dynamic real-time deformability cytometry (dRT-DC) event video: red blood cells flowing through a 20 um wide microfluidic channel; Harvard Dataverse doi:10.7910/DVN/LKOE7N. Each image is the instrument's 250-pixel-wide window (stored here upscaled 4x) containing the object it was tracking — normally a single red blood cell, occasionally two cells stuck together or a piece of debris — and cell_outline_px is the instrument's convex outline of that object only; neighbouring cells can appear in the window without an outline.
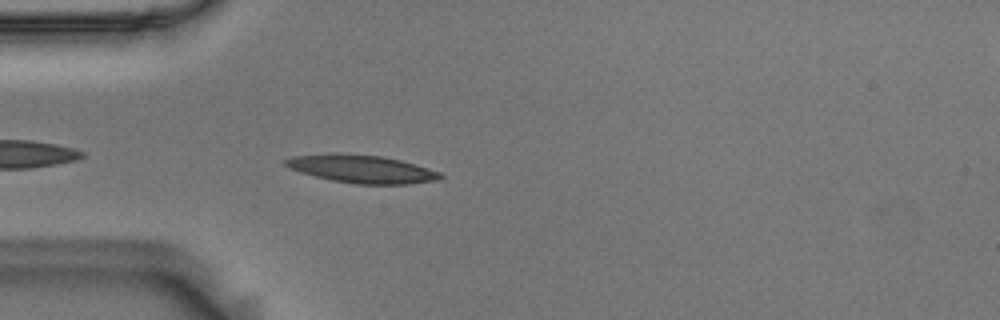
{"species": "Egyptian fruit bat (a non-hibernating species)", "species_latin": "Rousettus aegyptiacus", "temperature_condition": "room temperature", "stored_images_in_passage": 24, "camera_frame_rate_fps": 3000, "um_per_image_px": 0.085, "animal": {"sex": "male"}, "frame": {"image": 1, "passage_image": 3, "time_ms": 0.667, "image_size_px": [1000, 320], "cell_outline_px": [[444, 176], [440, 180], [408, 184], [356, 184], [332, 180], [300, 172], [284, 164], [284, 160], [292, 156], [336, 152], [384, 156], [400, 160], [428, 168], [440, 172]], "centroid_in_image_um": [30.77, 14.35], "position_along_channel_um": 54.2, "area_um2": 25.32}}
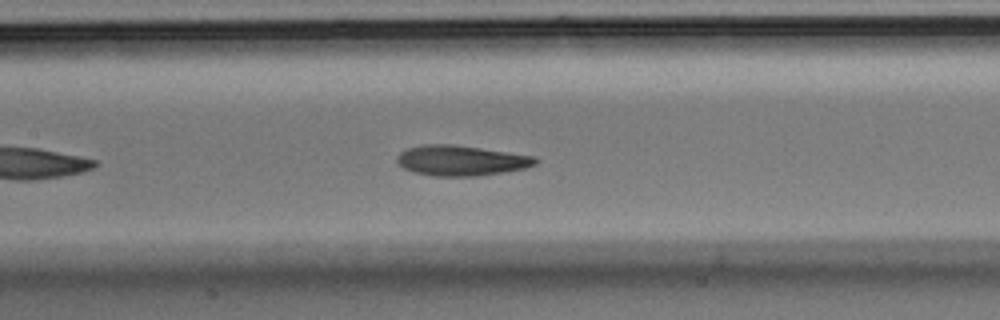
{"frame": {"image": 2, "passage_image": 13, "time_ms": 4.0, "image_size_px": [1000, 320], "cell_outline_px": [[540, 160], [536, 164], [524, 168], [476, 176], [436, 176], [412, 172], [404, 168], [396, 160], [396, 156], [400, 152], [408, 148], [424, 144], [452, 144], [536, 156]], "centroid_in_image_um": [39.18, 13.64], "position_along_channel_um": 168.2, "area_um2": 24.33}}
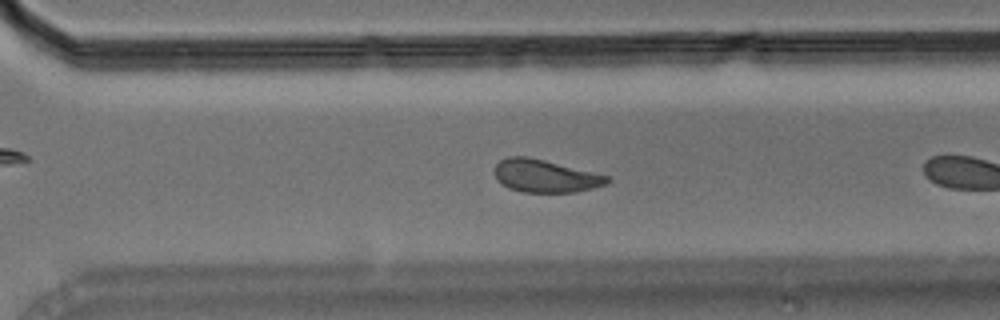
{"frame": {"image": 3, "passage_image": 23, "time_ms": 7.333, "image_size_px": [1000, 320], "cell_outline_px": [[612, 180], [608, 184], [576, 192], [524, 192], [508, 188], [496, 180], [496, 164], [500, 160], [508, 156], [528, 156], [612, 176]], "centroid_in_image_um": [46.4, 14.95], "position_along_channel_um": 324.2, "area_um2": 21.68}}